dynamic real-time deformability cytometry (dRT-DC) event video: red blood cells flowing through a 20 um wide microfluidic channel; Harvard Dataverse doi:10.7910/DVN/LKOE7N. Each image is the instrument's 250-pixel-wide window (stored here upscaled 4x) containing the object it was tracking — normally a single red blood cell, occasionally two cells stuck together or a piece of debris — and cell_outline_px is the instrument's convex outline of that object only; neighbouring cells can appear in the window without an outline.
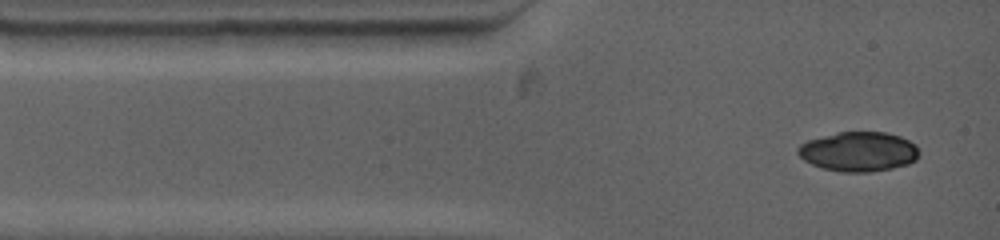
{"species": "common noctule bat (a hibernating species)", "species_latin": "Nyctalus noctula", "temperature_condition": "warm", "stored_images_in_passage": 7, "camera_frame_rate_fps": 4500, "um_per_image_px": 0.085, "animal": {"sex": "female", "body_mass_g": 19.0, "forearm_length_mm": 53.3}, "frame": {"image": 1, "passage_image": 1, "time_ms": 0.0, "image_size_px": [1000, 240], "cell_outline_px": [[920, 152], [916, 160], [908, 164], [892, 168], [868, 172], [840, 172], [824, 168], [812, 164], [804, 160], [796, 152], [796, 148], [800, 144], [808, 140], [836, 132], [884, 132], [900, 136], [916, 144]], "centroid_in_image_um": [72.98, 12.88], "position_along_channel_um": 12.0, "area_um2": 28.09}}
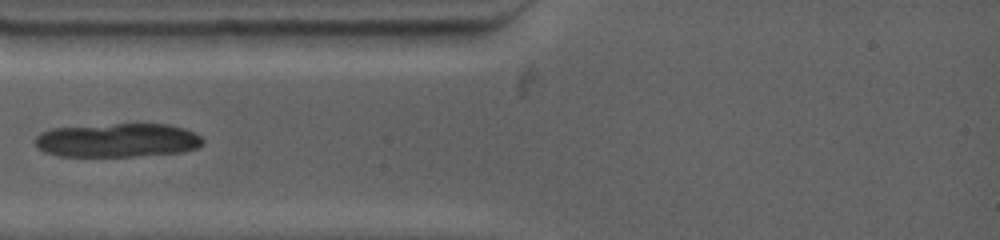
{"frame": {"image": 2, "passage_image": 4, "time_ms": 2.444, "image_size_px": [1000, 240], "cell_outline_px": [[204, 144], [196, 148], [180, 152], [132, 156], [60, 156], [44, 152], [36, 144], [36, 136], [40, 132], [52, 128], [116, 124], [168, 124], [184, 128], [200, 136], [204, 140]], "centroid_in_image_um": [9.99, 11.92], "position_along_channel_um": 75.0, "area_um2": 32.89}}